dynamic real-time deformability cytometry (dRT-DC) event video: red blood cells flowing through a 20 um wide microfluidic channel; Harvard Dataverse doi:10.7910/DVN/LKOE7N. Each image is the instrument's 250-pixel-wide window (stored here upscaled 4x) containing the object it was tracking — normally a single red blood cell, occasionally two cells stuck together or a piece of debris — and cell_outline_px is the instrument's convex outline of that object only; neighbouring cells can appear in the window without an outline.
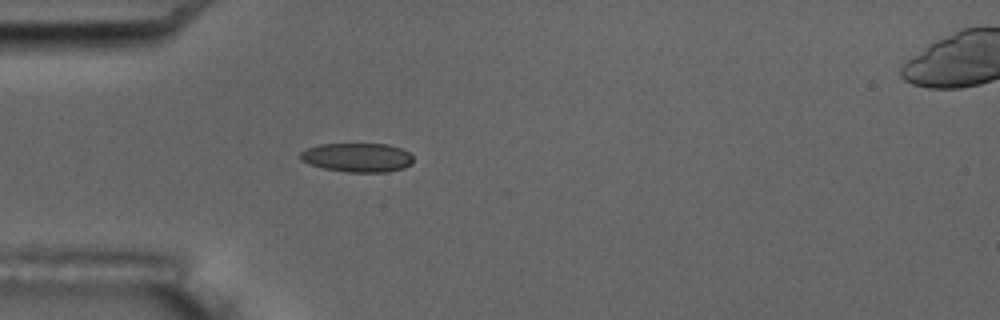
{"species": "common noctule bat (a hibernating species)", "species_latin": "Nyctalus noctula", "temperature_condition": "room temperature", "stored_images_in_passage": 3, "camera_frame_rate_fps": 3000, "um_per_image_px": 0.085, "animal": {"sex": "male", "body_mass_g": 17.5, "forearm_length_mm": 52.3}, "frame": {"image": 1, "passage_image": 2, "time_ms": 1.333, "image_size_px": [1000, 320], "cell_outline_px": [[412, 164], [404, 168], [384, 172], [344, 172], [324, 168], [300, 160], [296, 156], [300, 152], [308, 148], [320, 144], [388, 144], [400, 148], [408, 152], [412, 156]], "centroid_in_image_um": [30.35, 13.38], "position_along_channel_um": 54.6, "area_um2": 19.13}}